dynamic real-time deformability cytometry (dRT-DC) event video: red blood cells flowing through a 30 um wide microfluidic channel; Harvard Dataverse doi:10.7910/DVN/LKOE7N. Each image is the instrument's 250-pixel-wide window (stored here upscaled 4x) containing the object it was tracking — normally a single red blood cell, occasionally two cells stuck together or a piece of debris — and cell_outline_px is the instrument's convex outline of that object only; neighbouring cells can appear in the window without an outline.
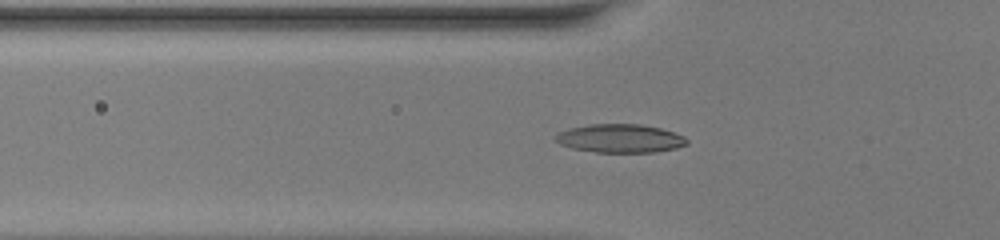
{"species": "common noctule bat (a hibernating species)", "species_latin": "Nyctalus noctula", "temperature_condition": "warm", "stored_images_in_passage": 35, "camera_frame_rate_fps": 3000, "um_per_image_px": 0.085, "animal": {"sex": "female", "body_mass_g": 20.0, "forearm_length_mm": 54.0}, "frame": {"image": 1, "passage_image": 3, "time_ms": 0.667, "image_size_px": [1000, 240], "cell_outline_px": [[688, 144], [676, 148], [656, 152], [596, 152], [572, 148], [560, 144], [556, 140], [556, 136], [560, 132], [568, 128], [588, 124], [640, 124], [660, 128], [684, 136], [688, 140]], "centroid_in_image_um": [52.72, 11.76], "position_along_channel_um": 73.1, "area_um2": 21.73}}
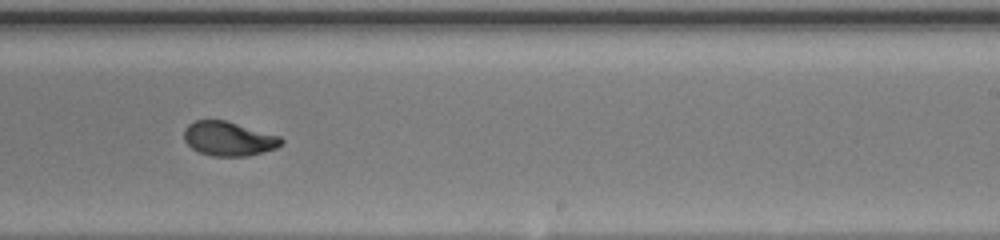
{"frame": {"image": 2, "passage_image": 17, "time_ms": 5.333, "image_size_px": [1000, 240], "cell_outline_px": [[284, 144], [276, 148], [264, 152], [248, 156], [212, 156], [200, 152], [192, 148], [184, 140], [184, 128], [188, 124], [196, 120], [224, 120], [280, 136], [284, 140]], "centroid_in_image_um": [19.45, 11.8], "position_along_channel_um": 269.6, "area_um2": 19.42}}
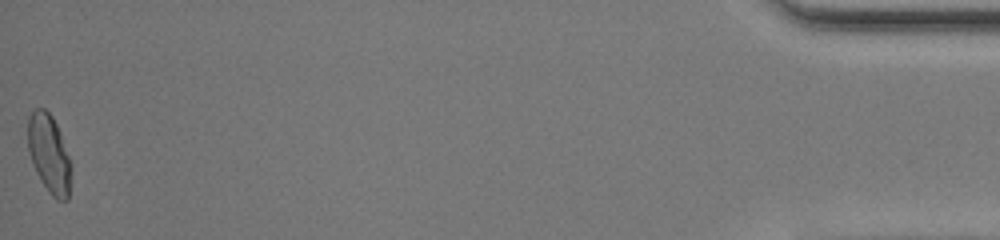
{"frame": {"image": 3, "passage_image": 35, "time_ms": 11.333, "image_size_px": [1000, 240], "cell_outline_px": [[68, 200], [56, 200], [48, 192], [40, 180], [32, 164], [28, 152], [28, 116], [36, 108], [44, 108], [52, 116], [60, 132], [68, 156]], "centroid_in_image_um": [4.11, 13.04], "position_along_channel_um": 431.1, "area_um2": 19.25}, "authors_computed_cell_mechanics": {"area_um2": 19.7098, "velocity_mm_per_s": 4.2143, "shape_relaxation_time_tau1_ms": 3.842, "shape_relaxation_time_tau2_ms": 1.1096, "deformation_change_tau1": 0.1875, "deformation_change_tau2": 0.0543}}